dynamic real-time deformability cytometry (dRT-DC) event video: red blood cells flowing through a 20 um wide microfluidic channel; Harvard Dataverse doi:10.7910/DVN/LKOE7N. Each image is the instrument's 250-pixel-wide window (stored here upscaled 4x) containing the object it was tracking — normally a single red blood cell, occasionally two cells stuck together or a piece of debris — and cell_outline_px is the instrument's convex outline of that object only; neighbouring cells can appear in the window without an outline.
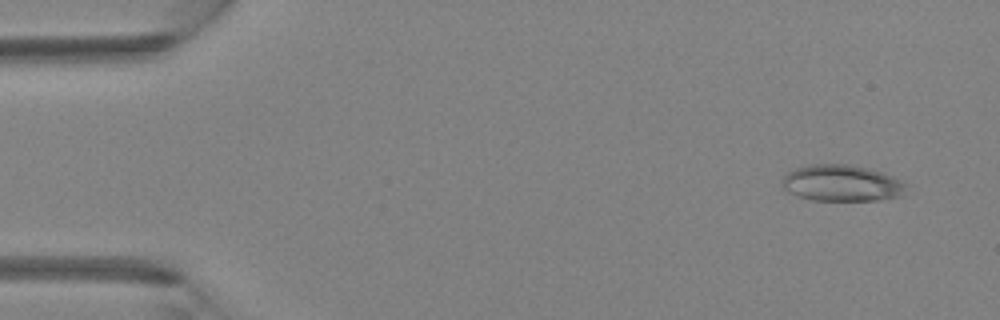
{"species": "Egyptian fruit bat (a non-hibernating species)", "species_latin": "Rousettus aegyptiacus", "temperature_condition": "room temperature", "stored_images_in_passage": 3, "camera_frame_rate_fps": 3000, "um_per_image_px": 0.085, "animal": {"sex": "female"}, "frame": {"image": 1, "passage_image": 1, "time_ms": 0.0, "image_size_px": [1000, 320], "cell_outline_px": [[908, 184], [904, 196], [880, 200], [812, 200], [788, 192], [784, 188], [784, 176], [792, 168], [808, 164], [848, 164], [868, 168], [884, 172]], "centroid_in_image_um": [71.6, 15.56], "position_along_channel_um": 13.4, "area_um2": 26.53}}
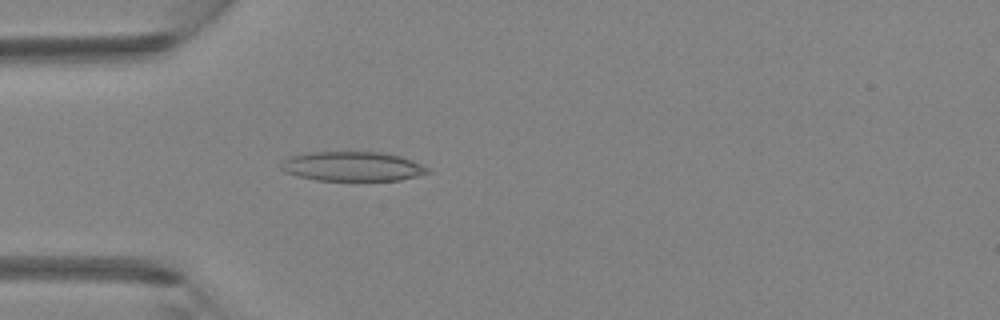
{"frame": {"image": 2, "passage_image": 3, "time_ms": 0.667, "image_size_px": [1000, 320], "cell_outline_px": [[432, 172], [400, 180], [316, 180], [296, 176], [284, 172], [280, 168], [280, 164], [288, 156], [308, 152], [380, 152], [400, 156], [412, 160], [428, 168]], "centroid_in_image_um": [29.91, 14.14], "position_along_channel_um": 55.1, "area_um2": 25.26}}